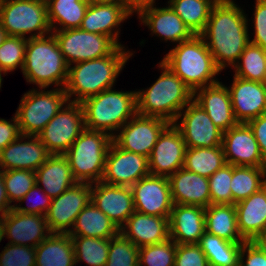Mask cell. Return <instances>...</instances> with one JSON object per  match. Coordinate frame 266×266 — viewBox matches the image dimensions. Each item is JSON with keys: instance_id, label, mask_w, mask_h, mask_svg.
<instances>
[{"instance_id": "15", "label": "cell", "mask_w": 266, "mask_h": 266, "mask_svg": "<svg viewBox=\"0 0 266 266\" xmlns=\"http://www.w3.org/2000/svg\"><path fill=\"white\" fill-rule=\"evenodd\" d=\"M131 190L135 211L170 218L174 203L168 177L149 174L134 183Z\"/></svg>"}, {"instance_id": "24", "label": "cell", "mask_w": 266, "mask_h": 266, "mask_svg": "<svg viewBox=\"0 0 266 266\" xmlns=\"http://www.w3.org/2000/svg\"><path fill=\"white\" fill-rule=\"evenodd\" d=\"M227 86L235 119L247 123L266 113V87L262 82L246 80L237 76Z\"/></svg>"}, {"instance_id": "43", "label": "cell", "mask_w": 266, "mask_h": 266, "mask_svg": "<svg viewBox=\"0 0 266 266\" xmlns=\"http://www.w3.org/2000/svg\"><path fill=\"white\" fill-rule=\"evenodd\" d=\"M105 266H139V248L119 232L110 239Z\"/></svg>"}, {"instance_id": "54", "label": "cell", "mask_w": 266, "mask_h": 266, "mask_svg": "<svg viewBox=\"0 0 266 266\" xmlns=\"http://www.w3.org/2000/svg\"><path fill=\"white\" fill-rule=\"evenodd\" d=\"M159 4L156 0H127V7L135 14L141 7Z\"/></svg>"}, {"instance_id": "2", "label": "cell", "mask_w": 266, "mask_h": 266, "mask_svg": "<svg viewBox=\"0 0 266 266\" xmlns=\"http://www.w3.org/2000/svg\"><path fill=\"white\" fill-rule=\"evenodd\" d=\"M126 46H119L111 55L69 65L64 87L70 102L82 103L85 99L116 86L118 76L134 56Z\"/></svg>"}, {"instance_id": "33", "label": "cell", "mask_w": 266, "mask_h": 266, "mask_svg": "<svg viewBox=\"0 0 266 266\" xmlns=\"http://www.w3.org/2000/svg\"><path fill=\"white\" fill-rule=\"evenodd\" d=\"M205 231L230 242H246L239 233L233 204H210L206 207Z\"/></svg>"}, {"instance_id": "42", "label": "cell", "mask_w": 266, "mask_h": 266, "mask_svg": "<svg viewBox=\"0 0 266 266\" xmlns=\"http://www.w3.org/2000/svg\"><path fill=\"white\" fill-rule=\"evenodd\" d=\"M27 38L8 36L0 46V70L5 76L16 69L22 72L25 62Z\"/></svg>"}, {"instance_id": "41", "label": "cell", "mask_w": 266, "mask_h": 266, "mask_svg": "<svg viewBox=\"0 0 266 266\" xmlns=\"http://www.w3.org/2000/svg\"><path fill=\"white\" fill-rule=\"evenodd\" d=\"M3 181L7 198L14 207L36 183V173L23 169L6 170Z\"/></svg>"}, {"instance_id": "56", "label": "cell", "mask_w": 266, "mask_h": 266, "mask_svg": "<svg viewBox=\"0 0 266 266\" xmlns=\"http://www.w3.org/2000/svg\"><path fill=\"white\" fill-rule=\"evenodd\" d=\"M92 3H109L127 6V0H89Z\"/></svg>"}, {"instance_id": "6", "label": "cell", "mask_w": 266, "mask_h": 266, "mask_svg": "<svg viewBox=\"0 0 266 266\" xmlns=\"http://www.w3.org/2000/svg\"><path fill=\"white\" fill-rule=\"evenodd\" d=\"M115 87L85 99V128L103 131L113 137L137 113L136 90L116 91Z\"/></svg>"}, {"instance_id": "58", "label": "cell", "mask_w": 266, "mask_h": 266, "mask_svg": "<svg viewBox=\"0 0 266 266\" xmlns=\"http://www.w3.org/2000/svg\"><path fill=\"white\" fill-rule=\"evenodd\" d=\"M4 239L3 235V217H0V243Z\"/></svg>"}, {"instance_id": "30", "label": "cell", "mask_w": 266, "mask_h": 266, "mask_svg": "<svg viewBox=\"0 0 266 266\" xmlns=\"http://www.w3.org/2000/svg\"><path fill=\"white\" fill-rule=\"evenodd\" d=\"M35 173L36 184L52 199L77 183L64 154H51Z\"/></svg>"}, {"instance_id": "37", "label": "cell", "mask_w": 266, "mask_h": 266, "mask_svg": "<svg viewBox=\"0 0 266 266\" xmlns=\"http://www.w3.org/2000/svg\"><path fill=\"white\" fill-rule=\"evenodd\" d=\"M266 185V167L233 166L231 193L233 205Z\"/></svg>"}, {"instance_id": "47", "label": "cell", "mask_w": 266, "mask_h": 266, "mask_svg": "<svg viewBox=\"0 0 266 266\" xmlns=\"http://www.w3.org/2000/svg\"><path fill=\"white\" fill-rule=\"evenodd\" d=\"M33 198V201L31 200ZM31 200V203L29 202ZM26 201L27 206H22ZM52 198H50L42 188L36 183L34 186L23 196V198L13 207L16 211L27 214H37L45 216L50 208ZM19 204V205H18Z\"/></svg>"}, {"instance_id": "35", "label": "cell", "mask_w": 266, "mask_h": 266, "mask_svg": "<svg viewBox=\"0 0 266 266\" xmlns=\"http://www.w3.org/2000/svg\"><path fill=\"white\" fill-rule=\"evenodd\" d=\"M243 243L230 242L205 231L198 244L209 266H238Z\"/></svg>"}, {"instance_id": "52", "label": "cell", "mask_w": 266, "mask_h": 266, "mask_svg": "<svg viewBox=\"0 0 266 266\" xmlns=\"http://www.w3.org/2000/svg\"><path fill=\"white\" fill-rule=\"evenodd\" d=\"M247 124L252 129L263 159L266 161V113L249 120Z\"/></svg>"}, {"instance_id": "16", "label": "cell", "mask_w": 266, "mask_h": 266, "mask_svg": "<svg viewBox=\"0 0 266 266\" xmlns=\"http://www.w3.org/2000/svg\"><path fill=\"white\" fill-rule=\"evenodd\" d=\"M135 15L139 25L143 24L151 32L149 35L159 37L165 43L176 45L194 36L168 3L163 7L156 4L141 7Z\"/></svg>"}, {"instance_id": "9", "label": "cell", "mask_w": 266, "mask_h": 266, "mask_svg": "<svg viewBox=\"0 0 266 266\" xmlns=\"http://www.w3.org/2000/svg\"><path fill=\"white\" fill-rule=\"evenodd\" d=\"M0 22L8 36L35 38L52 32L47 5L40 0L0 2ZM29 34V35H28Z\"/></svg>"}, {"instance_id": "28", "label": "cell", "mask_w": 266, "mask_h": 266, "mask_svg": "<svg viewBox=\"0 0 266 266\" xmlns=\"http://www.w3.org/2000/svg\"><path fill=\"white\" fill-rule=\"evenodd\" d=\"M174 204L208 207L211 204L209 179L184 167L168 177Z\"/></svg>"}, {"instance_id": "48", "label": "cell", "mask_w": 266, "mask_h": 266, "mask_svg": "<svg viewBox=\"0 0 266 266\" xmlns=\"http://www.w3.org/2000/svg\"><path fill=\"white\" fill-rule=\"evenodd\" d=\"M254 4L251 19L247 18L248 26L251 24L253 27H248L253 29V33L249 31V42L266 51V0H255Z\"/></svg>"}, {"instance_id": "10", "label": "cell", "mask_w": 266, "mask_h": 266, "mask_svg": "<svg viewBox=\"0 0 266 266\" xmlns=\"http://www.w3.org/2000/svg\"><path fill=\"white\" fill-rule=\"evenodd\" d=\"M52 33L68 65L111 55L119 47L111 37L80 28Z\"/></svg>"}, {"instance_id": "34", "label": "cell", "mask_w": 266, "mask_h": 266, "mask_svg": "<svg viewBox=\"0 0 266 266\" xmlns=\"http://www.w3.org/2000/svg\"><path fill=\"white\" fill-rule=\"evenodd\" d=\"M89 4V0H52L47 3L52 31L79 28Z\"/></svg>"}, {"instance_id": "49", "label": "cell", "mask_w": 266, "mask_h": 266, "mask_svg": "<svg viewBox=\"0 0 266 266\" xmlns=\"http://www.w3.org/2000/svg\"><path fill=\"white\" fill-rule=\"evenodd\" d=\"M174 266H209L199 244H176Z\"/></svg>"}, {"instance_id": "21", "label": "cell", "mask_w": 266, "mask_h": 266, "mask_svg": "<svg viewBox=\"0 0 266 266\" xmlns=\"http://www.w3.org/2000/svg\"><path fill=\"white\" fill-rule=\"evenodd\" d=\"M134 15L125 5L90 2L79 28L111 37L119 46H124L119 41L121 26Z\"/></svg>"}, {"instance_id": "32", "label": "cell", "mask_w": 266, "mask_h": 266, "mask_svg": "<svg viewBox=\"0 0 266 266\" xmlns=\"http://www.w3.org/2000/svg\"><path fill=\"white\" fill-rule=\"evenodd\" d=\"M35 266H76L72 238L52 233L36 248Z\"/></svg>"}, {"instance_id": "11", "label": "cell", "mask_w": 266, "mask_h": 266, "mask_svg": "<svg viewBox=\"0 0 266 266\" xmlns=\"http://www.w3.org/2000/svg\"><path fill=\"white\" fill-rule=\"evenodd\" d=\"M84 129L81 103L68 101L37 136L51 154H65Z\"/></svg>"}, {"instance_id": "46", "label": "cell", "mask_w": 266, "mask_h": 266, "mask_svg": "<svg viewBox=\"0 0 266 266\" xmlns=\"http://www.w3.org/2000/svg\"><path fill=\"white\" fill-rule=\"evenodd\" d=\"M35 247L7 243L0 252V266H35Z\"/></svg>"}, {"instance_id": "20", "label": "cell", "mask_w": 266, "mask_h": 266, "mask_svg": "<svg viewBox=\"0 0 266 266\" xmlns=\"http://www.w3.org/2000/svg\"><path fill=\"white\" fill-rule=\"evenodd\" d=\"M51 234L43 215L21 213L12 208L3 216V235L9 244L36 248Z\"/></svg>"}, {"instance_id": "17", "label": "cell", "mask_w": 266, "mask_h": 266, "mask_svg": "<svg viewBox=\"0 0 266 266\" xmlns=\"http://www.w3.org/2000/svg\"><path fill=\"white\" fill-rule=\"evenodd\" d=\"M149 174L148 157L125 151L112 141L106 157L102 182L131 187Z\"/></svg>"}, {"instance_id": "55", "label": "cell", "mask_w": 266, "mask_h": 266, "mask_svg": "<svg viewBox=\"0 0 266 266\" xmlns=\"http://www.w3.org/2000/svg\"><path fill=\"white\" fill-rule=\"evenodd\" d=\"M252 242L261 250L266 257V233L255 237Z\"/></svg>"}, {"instance_id": "31", "label": "cell", "mask_w": 266, "mask_h": 266, "mask_svg": "<svg viewBox=\"0 0 266 266\" xmlns=\"http://www.w3.org/2000/svg\"><path fill=\"white\" fill-rule=\"evenodd\" d=\"M119 232L118 226L90 201L78 214L68 234L70 236L111 239Z\"/></svg>"}, {"instance_id": "60", "label": "cell", "mask_w": 266, "mask_h": 266, "mask_svg": "<svg viewBox=\"0 0 266 266\" xmlns=\"http://www.w3.org/2000/svg\"><path fill=\"white\" fill-rule=\"evenodd\" d=\"M40 1L43 2L44 4H47V3H49L52 0H40Z\"/></svg>"}, {"instance_id": "5", "label": "cell", "mask_w": 266, "mask_h": 266, "mask_svg": "<svg viewBox=\"0 0 266 266\" xmlns=\"http://www.w3.org/2000/svg\"><path fill=\"white\" fill-rule=\"evenodd\" d=\"M69 65L62 55L58 42L51 32L48 35L27 39L23 77L34 88H64Z\"/></svg>"}, {"instance_id": "29", "label": "cell", "mask_w": 266, "mask_h": 266, "mask_svg": "<svg viewBox=\"0 0 266 266\" xmlns=\"http://www.w3.org/2000/svg\"><path fill=\"white\" fill-rule=\"evenodd\" d=\"M237 225L246 241L266 233V185L235 204Z\"/></svg>"}, {"instance_id": "26", "label": "cell", "mask_w": 266, "mask_h": 266, "mask_svg": "<svg viewBox=\"0 0 266 266\" xmlns=\"http://www.w3.org/2000/svg\"><path fill=\"white\" fill-rule=\"evenodd\" d=\"M170 238L176 244H198L205 232V208L174 204L169 218Z\"/></svg>"}, {"instance_id": "23", "label": "cell", "mask_w": 266, "mask_h": 266, "mask_svg": "<svg viewBox=\"0 0 266 266\" xmlns=\"http://www.w3.org/2000/svg\"><path fill=\"white\" fill-rule=\"evenodd\" d=\"M50 155L38 136L20 135L0 151V170L36 171Z\"/></svg>"}, {"instance_id": "25", "label": "cell", "mask_w": 266, "mask_h": 266, "mask_svg": "<svg viewBox=\"0 0 266 266\" xmlns=\"http://www.w3.org/2000/svg\"><path fill=\"white\" fill-rule=\"evenodd\" d=\"M193 100L206 111L222 132L228 131L239 123L234 116L227 85L222 81L196 89L193 92Z\"/></svg>"}, {"instance_id": "38", "label": "cell", "mask_w": 266, "mask_h": 266, "mask_svg": "<svg viewBox=\"0 0 266 266\" xmlns=\"http://www.w3.org/2000/svg\"><path fill=\"white\" fill-rule=\"evenodd\" d=\"M227 164L223 147L187 148L183 167L202 177L209 178Z\"/></svg>"}, {"instance_id": "3", "label": "cell", "mask_w": 266, "mask_h": 266, "mask_svg": "<svg viewBox=\"0 0 266 266\" xmlns=\"http://www.w3.org/2000/svg\"><path fill=\"white\" fill-rule=\"evenodd\" d=\"M160 61L193 92L220 81L222 71L200 35L174 45Z\"/></svg>"}, {"instance_id": "40", "label": "cell", "mask_w": 266, "mask_h": 266, "mask_svg": "<svg viewBox=\"0 0 266 266\" xmlns=\"http://www.w3.org/2000/svg\"><path fill=\"white\" fill-rule=\"evenodd\" d=\"M231 69L235 73H233L234 76L264 83L266 79V51L260 46L249 43Z\"/></svg>"}, {"instance_id": "59", "label": "cell", "mask_w": 266, "mask_h": 266, "mask_svg": "<svg viewBox=\"0 0 266 266\" xmlns=\"http://www.w3.org/2000/svg\"><path fill=\"white\" fill-rule=\"evenodd\" d=\"M5 76V74L0 70V90H1V87H2V82H3V76Z\"/></svg>"}, {"instance_id": "44", "label": "cell", "mask_w": 266, "mask_h": 266, "mask_svg": "<svg viewBox=\"0 0 266 266\" xmlns=\"http://www.w3.org/2000/svg\"><path fill=\"white\" fill-rule=\"evenodd\" d=\"M176 243L171 239L139 248V266H174Z\"/></svg>"}, {"instance_id": "14", "label": "cell", "mask_w": 266, "mask_h": 266, "mask_svg": "<svg viewBox=\"0 0 266 266\" xmlns=\"http://www.w3.org/2000/svg\"><path fill=\"white\" fill-rule=\"evenodd\" d=\"M91 201V183L77 182L53 198L46 222L52 233L68 234L83 208Z\"/></svg>"}, {"instance_id": "27", "label": "cell", "mask_w": 266, "mask_h": 266, "mask_svg": "<svg viewBox=\"0 0 266 266\" xmlns=\"http://www.w3.org/2000/svg\"><path fill=\"white\" fill-rule=\"evenodd\" d=\"M120 232L138 248L161 243L170 238L169 219L135 211Z\"/></svg>"}, {"instance_id": "50", "label": "cell", "mask_w": 266, "mask_h": 266, "mask_svg": "<svg viewBox=\"0 0 266 266\" xmlns=\"http://www.w3.org/2000/svg\"><path fill=\"white\" fill-rule=\"evenodd\" d=\"M238 266H266V257L252 241H246L240 250Z\"/></svg>"}, {"instance_id": "39", "label": "cell", "mask_w": 266, "mask_h": 266, "mask_svg": "<svg viewBox=\"0 0 266 266\" xmlns=\"http://www.w3.org/2000/svg\"><path fill=\"white\" fill-rule=\"evenodd\" d=\"M75 264L85 262L86 266H105L108 260L110 239L71 236Z\"/></svg>"}, {"instance_id": "57", "label": "cell", "mask_w": 266, "mask_h": 266, "mask_svg": "<svg viewBox=\"0 0 266 266\" xmlns=\"http://www.w3.org/2000/svg\"><path fill=\"white\" fill-rule=\"evenodd\" d=\"M8 37L6 30L4 29L2 23L0 22V46L3 44L5 39Z\"/></svg>"}, {"instance_id": "1", "label": "cell", "mask_w": 266, "mask_h": 266, "mask_svg": "<svg viewBox=\"0 0 266 266\" xmlns=\"http://www.w3.org/2000/svg\"><path fill=\"white\" fill-rule=\"evenodd\" d=\"M235 1H217L200 34L221 71L231 69L250 43L249 15Z\"/></svg>"}, {"instance_id": "12", "label": "cell", "mask_w": 266, "mask_h": 266, "mask_svg": "<svg viewBox=\"0 0 266 266\" xmlns=\"http://www.w3.org/2000/svg\"><path fill=\"white\" fill-rule=\"evenodd\" d=\"M171 123L163 118L136 113L112 137L121 149L149 157L159 136Z\"/></svg>"}, {"instance_id": "53", "label": "cell", "mask_w": 266, "mask_h": 266, "mask_svg": "<svg viewBox=\"0 0 266 266\" xmlns=\"http://www.w3.org/2000/svg\"><path fill=\"white\" fill-rule=\"evenodd\" d=\"M13 206L10 204L3 181V171L0 170V217L9 212Z\"/></svg>"}, {"instance_id": "45", "label": "cell", "mask_w": 266, "mask_h": 266, "mask_svg": "<svg viewBox=\"0 0 266 266\" xmlns=\"http://www.w3.org/2000/svg\"><path fill=\"white\" fill-rule=\"evenodd\" d=\"M233 165L225 164L209 179L211 204H233L231 193Z\"/></svg>"}, {"instance_id": "36", "label": "cell", "mask_w": 266, "mask_h": 266, "mask_svg": "<svg viewBox=\"0 0 266 266\" xmlns=\"http://www.w3.org/2000/svg\"><path fill=\"white\" fill-rule=\"evenodd\" d=\"M174 12L194 35H200L208 22L216 0H168Z\"/></svg>"}, {"instance_id": "51", "label": "cell", "mask_w": 266, "mask_h": 266, "mask_svg": "<svg viewBox=\"0 0 266 266\" xmlns=\"http://www.w3.org/2000/svg\"><path fill=\"white\" fill-rule=\"evenodd\" d=\"M20 135L19 124L15 113L12 119L0 118V151Z\"/></svg>"}, {"instance_id": "19", "label": "cell", "mask_w": 266, "mask_h": 266, "mask_svg": "<svg viewBox=\"0 0 266 266\" xmlns=\"http://www.w3.org/2000/svg\"><path fill=\"white\" fill-rule=\"evenodd\" d=\"M222 147L228 164L266 167V161L263 159L253 131L247 123H238L223 132Z\"/></svg>"}, {"instance_id": "4", "label": "cell", "mask_w": 266, "mask_h": 266, "mask_svg": "<svg viewBox=\"0 0 266 266\" xmlns=\"http://www.w3.org/2000/svg\"><path fill=\"white\" fill-rule=\"evenodd\" d=\"M157 67L158 79L150 87L136 89L137 113L173 123L193 99V91L161 61Z\"/></svg>"}, {"instance_id": "18", "label": "cell", "mask_w": 266, "mask_h": 266, "mask_svg": "<svg viewBox=\"0 0 266 266\" xmlns=\"http://www.w3.org/2000/svg\"><path fill=\"white\" fill-rule=\"evenodd\" d=\"M186 150L180 131L171 123L159 136L148 157L149 173L166 177L174 174L183 167Z\"/></svg>"}, {"instance_id": "7", "label": "cell", "mask_w": 266, "mask_h": 266, "mask_svg": "<svg viewBox=\"0 0 266 266\" xmlns=\"http://www.w3.org/2000/svg\"><path fill=\"white\" fill-rule=\"evenodd\" d=\"M112 137L103 131L85 128L64 154L77 182L102 180Z\"/></svg>"}, {"instance_id": "13", "label": "cell", "mask_w": 266, "mask_h": 266, "mask_svg": "<svg viewBox=\"0 0 266 266\" xmlns=\"http://www.w3.org/2000/svg\"><path fill=\"white\" fill-rule=\"evenodd\" d=\"M173 125L180 131L187 148L222 145L223 132L193 99L183 108Z\"/></svg>"}, {"instance_id": "22", "label": "cell", "mask_w": 266, "mask_h": 266, "mask_svg": "<svg viewBox=\"0 0 266 266\" xmlns=\"http://www.w3.org/2000/svg\"><path fill=\"white\" fill-rule=\"evenodd\" d=\"M91 201L120 229L135 212L131 187L91 183Z\"/></svg>"}, {"instance_id": "8", "label": "cell", "mask_w": 266, "mask_h": 266, "mask_svg": "<svg viewBox=\"0 0 266 266\" xmlns=\"http://www.w3.org/2000/svg\"><path fill=\"white\" fill-rule=\"evenodd\" d=\"M31 88L15 111L21 135L37 136L69 101L64 88Z\"/></svg>"}]
</instances>
